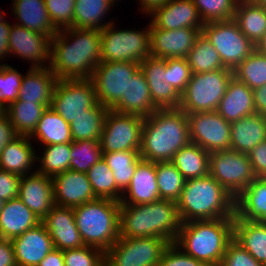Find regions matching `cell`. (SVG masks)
Listing matches in <instances>:
<instances>
[{"label": "cell", "mask_w": 266, "mask_h": 266, "mask_svg": "<svg viewBox=\"0 0 266 266\" xmlns=\"http://www.w3.org/2000/svg\"><path fill=\"white\" fill-rule=\"evenodd\" d=\"M100 63V30L69 27L51 39L49 68L57 80L90 79Z\"/></svg>", "instance_id": "cell-1"}, {"label": "cell", "mask_w": 266, "mask_h": 266, "mask_svg": "<svg viewBox=\"0 0 266 266\" xmlns=\"http://www.w3.org/2000/svg\"><path fill=\"white\" fill-rule=\"evenodd\" d=\"M190 142L187 114L179 108L157 109L144 119L139 153L150 162H171Z\"/></svg>", "instance_id": "cell-2"}, {"label": "cell", "mask_w": 266, "mask_h": 266, "mask_svg": "<svg viewBox=\"0 0 266 266\" xmlns=\"http://www.w3.org/2000/svg\"><path fill=\"white\" fill-rule=\"evenodd\" d=\"M181 224L177 203L171 200L119 207V237H157L175 243Z\"/></svg>", "instance_id": "cell-3"}, {"label": "cell", "mask_w": 266, "mask_h": 266, "mask_svg": "<svg viewBox=\"0 0 266 266\" xmlns=\"http://www.w3.org/2000/svg\"><path fill=\"white\" fill-rule=\"evenodd\" d=\"M234 239V218L192 220L181 224L175 244L206 266H219Z\"/></svg>", "instance_id": "cell-4"}, {"label": "cell", "mask_w": 266, "mask_h": 266, "mask_svg": "<svg viewBox=\"0 0 266 266\" xmlns=\"http://www.w3.org/2000/svg\"><path fill=\"white\" fill-rule=\"evenodd\" d=\"M176 203L182 223L235 215V199L209 174L186 180Z\"/></svg>", "instance_id": "cell-5"}, {"label": "cell", "mask_w": 266, "mask_h": 266, "mask_svg": "<svg viewBox=\"0 0 266 266\" xmlns=\"http://www.w3.org/2000/svg\"><path fill=\"white\" fill-rule=\"evenodd\" d=\"M120 202L96 198L73 207L76 226L86 246L104 253L119 238Z\"/></svg>", "instance_id": "cell-6"}, {"label": "cell", "mask_w": 266, "mask_h": 266, "mask_svg": "<svg viewBox=\"0 0 266 266\" xmlns=\"http://www.w3.org/2000/svg\"><path fill=\"white\" fill-rule=\"evenodd\" d=\"M115 21L101 33V62L141 63L150 54V22L143 29H116Z\"/></svg>", "instance_id": "cell-7"}, {"label": "cell", "mask_w": 266, "mask_h": 266, "mask_svg": "<svg viewBox=\"0 0 266 266\" xmlns=\"http://www.w3.org/2000/svg\"><path fill=\"white\" fill-rule=\"evenodd\" d=\"M232 76L230 69L192 74L178 108L186 114L216 111Z\"/></svg>", "instance_id": "cell-8"}, {"label": "cell", "mask_w": 266, "mask_h": 266, "mask_svg": "<svg viewBox=\"0 0 266 266\" xmlns=\"http://www.w3.org/2000/svg\"><path fill=\"white\" fill-rule=\"evenodd\" d=\"M171 243L157 237H119L104 253L107 266H159Z\"/></svg>", "instance_id": "cell-9"}, {"label": "cell", "mask_w": 266, "mask_h": 266, "mask_svg": "<svg viewBox=\"0 0 266 266\" xmlns=\"http://www.w3.org/2000/svg\"><path fill=\"white\" fill-rule=\"evenodd\" d=\"M201 32L218 52L224 67L230 70L234 71L255 50L233 19L204 23Z\"/></svg>", "instance_id": "cell-10"}, {"label": "cell", "mask_w": 266, "mask_h": 266, "mask_svg": "<svg viewBox=\"0 0 266 266\" xmlns=\"http://www.w3.org/2000/svg\"><path fill=\"white\" fill-rule=\"evenodd\" d=\"M209 175L234 199L256 178L248 154L232 149L210 153Z\"/></svg>", "instance_id": "cell-11"}, {"label": "cell", "mask_w": 266, "mask_h": 266, "mask_svg": "<svg viewBox=\"0 0 266 266\" xmlns=\"http://www.w3.org/2000/svg\"><path fill=\"white\" fill-rule=\"evenodd\" d=\"M144 119L109 109L100 137L101 152L140 151Z\"/></svg>", "instance_id": "cell-12"}, {"label": "cell", "mask_w": 266, "mask_h": 266, "mask_svg": "<svg viewBox=\"0 0 266 266\" xmlns=\"http://www.w3.org/2000/svg\"><path fill=\"white\" fill-rule=\"evenodd\" d=\"M97 103L90 79H63L58 80L55 85L50 108L71 124L75 118Z\"/></svg>", "instance_id": "cell-13"}, {"label": "cell", "mask_w": 266, "mask_h": 266, "mask_svg": "<svg viewBox=\"0 0 266 266\" xmlns=\"http://www.w3.org/2000/svg\"><path fill=\"white\" fill-rule=\"evenodd\" d=\"M140 68L134 62H101L91 77L99 104L111 109L126 94L128 80Z\"/></svg>", "instance_id": "cell-14"}, {"label": "cell", "mask_w": 266, "mask_h": 266, "mask_svg": "<svg viewBox=\"0 0 266 266\" xmlns=\"http://www.w3.org/2000/svg\"><path fill=\"white\" fill-rule=\"evenodd\" d=\"M191 143L207 152L230 149L231 123L217 111L187 114Z\"/></svg>", "instance_id": "cell-15"}, {"label": "cell", "mask_w": 266, "mask_h": 266, "mask_svg": "<svg viewBox=\"0 0 266 266\" xmlns=\"http://www.w3.org/2000/svg\"><path fill=\"white\" fill-rule=\"evenodd\" d=\"M51 39L24 26L13 24L8 42L9 56L12 54L21 60L32 62L30 68L49 67Z\"/></svg>", "instance_id": "cell-16"}, {"label": "cell", "mask_w": 266, "mask_h": 266, "mask_svg": "<svg viewBox=\"0 0 266 266\" xmlns=\"http://www.w3.org/2000/svg\"><path fill=\"white\" fill-rule=\"evenodd\" d=\"M200 33L195 28L164 30L150 21V54L162 59L186 58Z\"/></svg>", "instance_id": "cell-17"}, {"label": "cell", "mask_w": 266, "mask_h": 266, "mask_svg": "<svg viewBox=\"0 0 266 266\" xmlns=\"http://www.w3.org/2000/svg\"><path fill=\"white\" fill-rule=\"evenodd\" d=\"M41 223L49 232L54 248L64 251L85 246L72 207L54 204Z\"/></svg>", "instance_id": "cell-18"}, {"label": "cell", "mask_w": 266, "mask_h": 266, "mask_svg": "<svg viewBox=\"0 0 266 266\" xmlns=\"http://www.w3.org/2000/svg\"><path fill=\"white\" fill-rule=\"evenodd\" d=\"M150 90L151 100L157 109H175L181 95L168 83L166 59L150 56L140 63Z\"/></svg>", "instance_id": "cell-19"}, {"label": "cell", "mask_w": 266, "mask_h": 266, "mask_svg": "<svg viewBox=\"0 0 266 266\" xmlns=\"http://www.w3.org/2000/svg\"><path fill=\"white\" fill-rule=\"evenodd\" d=\"M148 16L152 18L149 21L164 30L195 28L202 31L204 26L192 0H168Z\"/></svg>", "instance_id": "cell-20"}, {"label": "cell", "mask_w": 266, "mask_h": 266, "mask_svg": "<svg viewBox=\"0 0 266 266\" xmlns=\"http://www.w3.org/2000/svg\"><path fill=\"white\" fill-rule=\"evenodd\" d=\"M52 182L56 205L73 208L97 198L84 172L66 170L52 177Z\"/></svg>", "instance_id": "cell-21"}, {"label": "cell", "mask_w": 266, "mask_h": 266, "mask_svg": "<svg viewBox=\"0 0 266 266\" xmlns=\"http://www.w3.org/2000/svg\"><path fill=\"white\" fill-rule=\"evenodd\" d=\"M18 198L42 220L55 204L52 177L36 169L22 176Z\"/></svg>", "instance_id": "cell-22"}, {"label": "cell", "mask_w": 266, "mask_h": 266, "mask_svg": "<svg viewBox=\"0 0 266 266\" xmlns=\"http://www.w3.org/2000/svg\"><path fill=\"white\" fill-rule=\"evenodd\" d=\"M11 241L17 266H37L54 248L52 238L42 223Z\"/></svg>", "instance_id": "cell-23"}, {"label": "cell", "mask_w": 266, "mask_h": 266, "mask_svg": "<svg viewBox=\"0 0 266 266\" xmlns=\"http://www.w3.org/2000/svg\"><path fill=\"white\" fill-rule=\"evenodd\" d=\"M160 200L156 163L142 159L136 167L131 183L122 195L120 204H148Z\"/></svg>", "instance_id": "cell-24"}, {"label": "cell", "mask_w": 266, "mask_h": 266, "mask_svg": "<svg viewBox=\"0 0 266 266\" xmlns=\"http://www.w3.org/2000/svg\"><path fill=\"white\" fill-rule=\"evenodd\" d=\"M216 111L229 123L256 114L252 89L232 76Z\"/></svg>", "instance_id": "cell-25"}, {"label": "cell", "mask_w": 266, "mask_h": 266, "mask_svg": "<svg viewBox=\"0 0 266 266\" xmlns=\"http://www.w3.org/2000/svg\"><path fill=\"white\" fill-rule=\"evenodd\" d=\"M119 113L137 114L147 117L157 108L154 106L148 83L143 71L139 68L128 80L127 91L111 108Z\"/></svg>", "instance_id": "cell-26"}, {"label": "cell", "mask_w": 266, "mask_h": 266, "mask_svg": "<svg viewBox=\"0 0 266 266\" xmlns=\"http://www.w3.org/2000/svg\"><path fill=\"white\" fill-rule=\"evenodd\" d=\"M57 81L55 74L49 67H29L28 72L23 75L17 99L27 102H38L48 108L52 102Z\"/></svg>", "instance_id": "cell-27"}, {"label": "cell", "mask_w": 266, "mask_h": 266, "mask_svg": "<svg viewBox=\"0 0 266 266\" xmlns=\"http://www.w3.org/2000/svg\"><path fill=\"white\" fill-rule=\"evenodd\" d=\"M31 141L29 136L19 135L9 142L0 154V170L17 174L20 177L35 172L37 151L33 149Z\"/></svg>", "instance_id": "cell-28"}, {"label": "cell", "mask_w": 266, "mask_h": 266, "mask_svg": "<svg viewBox=\"0 0 266 266\" xmlns=\"http://www.w3.org/2000/svg\"><path fill=\"white\" fill-rule=\"evenodd\" d=\"M39 223L41 219L18 197L6 201L0 212V233L4 239L12 240Z\"/></svg>", "instance_id": "cell-29"}, {"label": "cell", "mask_w": 266, "mask_h": 266, "mask_svg": "<svg viewBox=\"0 0 266 266\" xmlns=\"http://www.w3.org/2000/svg\"><path fill=\"white\" fill-rule=\"evenodd\" d=\"M11 1H14L11 11L17 20L15 24L51 38L58 32L50 20L44 0Z\"/></svg>", "instance_id": "cell-30"}, {"label": "cell", "mask_w": 266, "mask_h": 266, "mask_svg": "<svg viewBox=\"0 0 266 266\" xmlns=\"http://www.w3.org/2000/svg\"><path fill=\"white\" fill-rule=\"evenodd\" d=\"M266 140V116L254 114L231 123L230 149L249 153Z\"/></svg>", "instance_id": "cell-31"}, {"label": "cell", "mask_w": 266, "mask_h": 266, "mask_svg": "<svg viewBox=\"0 0 266 266\" xmlns=\"http://www.w3.org/2000/svg\"><path fill=\"white\" fill-rule=\"evenodd\" d=\"M235 216L266 223V178L256 177L235 198Z\"/></svg>", "instance_id": "cell-32"}, {"label": "cell", "mask_w": 266, "mask_h": 266, "mask_svg": "<svg viewBox=\"0 0 266 266\" xmlns=\"http://www.w3.org/2000/svg\"><path fill=\"white\" fill-rule=\"evenodd\" d=\"M234 240L266 266V223L246 221L234 215Z\"/></svg>", "instance_id": "cell-33"}, {"label": "cell", "mask_w": 266, "mask_h": 266, "mask_svg": "<svg viewBox=\"0 0 266 266\" xmlns=\"http://www.w3.org/2000/svg\"><path fill=\"white\" fill-rule=\"evenodd\" d=\"M33 141H38L41 146L71 143L70 124H68L58 113L48 107L38 121L36 128L29 136Z\"/></svg>", "instance_id": "cell-34"}, {"label": "cell", "mask_w": 266, "mask_h": 266, "mask_svg": "<svg viewBox=\"0 0 266 266\" xmlns=\"http://www.w3.org/2000/svg\"><path fill=\"white\" fill-rule=\"evenodd\" d=\"M233 20L254 46L266 32V9L252 0L238 1Z\"/></svg>", "instance_id": "cell-35"}, {"label": "cell", "mask_w": 266, "mask_h": 266, "mask_svg": "<svg viewBox=\"0 0 266 266\" xmlns=\"http://www.w3.org/2000/svg\"><path fill=\"white\" fill-rule=\"evenodd\" d=\"M209 159V152L190 142L173 156L171 163L188 180L207 176L209 174Z\"/></svg>", "instance_id": "cell-36"}, {"label": "cell", "mask_w": 266, "mask_h": 266, "mask_svg": "<svg viewBox=\"0 0 266 266\" xmlns=\"http://www.w3.org/2000/svg\"><path fill=\"white\" fill-rule=\"evenodd\" d=\"M113 5L109 0H76L73 14V27L102 30L114 21L104 22ZM104 22V23H102Z\"/></svg>", "instance_id": "cell-37"}, {"label": "cell", "mask_w": 266, "mask_h": 266, "mask_svg": "<svg viewBox=\"0 0 266 266\" xmlns=\"http://www.w3.org/2000/svg\"><path fill=\"white\" fill-rule=\"evenodd\" d=\"M46 109L44 104L17 99L10 103L4 111L18 135L30 136Z\"/></svg>", "instance_id": "cell-38"}, {"label": "cell", "mask_w": 266, "mask_h": 266, "mask_svg": "<svg viewBox=\"0 0 266 266\" xmlns=\"http://www.w3.org/2000/svg\"><path fill=\"white\" fill-rule=\"evenodd\" d=\"M108 108L97 103L70 124L73 141L100 140Z\"/></svg>", "instance_id": "cell-39"}, {"label": "cell", "mask_w": 266, "mask_h": 266, "mask_svg": "<svg viewBox=\"0 0 266 266\" xmlns=\"http://www.w3.org/2000/svg\"><path fill=\"white\" fill-rule=\"evenodd\" d=\"M186 58L192 74L228 69L224 67L218 52L202 32Z\"/></svg>", "instance_id": "cell-40"}, {"label": "cell", "mask_w": 266, "mask_h": 266, "mask_svg": "<svg viewBox=\"0 0 266 266\" xmlns=\"http://www.w3.org/2000/svg\"><path fill=\"white\" fill-rule=\"evenodd\" d=\"M102 157L114 173L118 189L124 193L131 183L137 164L142 160L139 151L102 153Z\"/></svg>", "instance_id": "cell-41"}, {"label": "cell", "mask_w": 266, "mask_h": 266, "mask_svg": "<svg viewBox=\"0 0 266 266\" xmlns=\"http://www.w3.org/2000/svg\"><path fill=\"white\" fill-rule=\"evenodd\" d=\"M87 177L97 198L111 199L120 202L123 193L118 189L114 173L103 157L88 171Z\"/></svg>", "instance_id": "cell-42"}, {"label": "cell", "mask_w": 266, "mask_h": 266, "mask_svg": "<svg viewBox=\"0 0 266 266\" xmlns=\"http://www.w3.org/2000/svg\"><path fill=\"white\" fill-rule=\"evenodd\" d=\"M43 153L41 157L37 155L39 163L36 166L38 173L49 177H54L57 174L70 170V153L71 143L54 144L41 146Z\"/></svg>", "instance_id": "cell-43"}, {"label": "cell", "mask_w": 266, "mask_h": 266, "mask_svg": "<svg viewBox=\"0 0 266 266\" xmlns=\"http://www.w3.org/2000/svg\"><path fill=\"white\" fill-rule=\"evenodd\" d=\"M157 186L160 199L177 202L186 179L171 162L156 163Z\"/></svg>", "instance_id": "cell-44"}, {"label": "cell", "mask_w": 266, "mask_h": 266, "mask_svg": "<svg viewBox=\"0 0 266 266\" xmlns=\"http://www.w3.org/2000/svg\"><path fill=\"white\" fill-rule=\"evenodd\" d=\"M233 76L252 90L266 84V55L254 50L233 71Z\"/></svg>", "instance_id": "cell-45"}, {"label": "cell", "mask_w": 266, "mask_h": 266, "mask_svg": "<svg viewBox=\"0 0 266 266\" xmlns=\"http://www.w3.org/2000/svg\"><path fill=\"white\" fill-rule=\"evenodd\" d=\"M70 157V170L87 173L102 158L100 140L72 141Z\"/></svg>", "instance_id": "cell-46"}, {"label": "cell", "mask_w": 266, "mask_h": 266, "mask_svg": "<svg viewBox=\"0 0 266 266\" xmlns=\"http://www.w3.org/2000/svg\"><path fill=\"white\" fill-rule=\"evenodd\" d=\"M203 23L234 18L239 0H192Z\"/></svg>", "instance_id": "cell-47"}, {"label": "cell", "mask_w": 266, "mask_h": 266, "mask_svg": "<svg viewBox=\"0 0 266 266\" xmlns=\"http://www.w3.org/2000/svg\"><path fill=\"white\" fill-rule=\"evenodd\" d=\"M23 75L6 63L0 65V106L3 109L17 100Z\"/></svg>", "instance_id": "cell-48"}, {"label": "cell", "mask_w": 266, "mask_h": 266, "mask_svg": "<svg viewBox=\"0 0 266 266\" xmlns=\"http://www.w3.org/2000/svg\"><path fill=\"white\" fill-rule=\"evenodd\" d=\"M50 20L57 30L73 27L76 0H44Z\"/></svg>", "instance_id": "cell-49"}, {"label": "cell", "mask_w": 266, "mask_h": 266, "mask_svg": "<svg viewBox=\"0 0 266 266\" xmlns=\"http://www.w3.org/2000/svg\"><path fill=\"white\" fill-rule=\"evenodd\" d=\"M65 266H98L104 260V252L91 246L63 251Z\"/></svg>", "instance_id": "cell-50"}, {"label": "cell", "mask_w": 266, "mask_h": 266, "mask_svg": "<svg viewBox=\"0 0 266 266\" xmlns=\"http://www.w3.org/2000/svg\"><path fill=\"white\" fill-rule=\"evenodd\" d=\"M166 72L168 83L181 95L192 76L187 58H167Z\"/></svg>", "instance_id": "cell-51"}, {"label": "cell", "mask_w": 266, "mask_h": 266, "mask_svg": "<svg viewBox=\"0 0 266 266\" xmlns=\"http://www.w3.org/2000/svg\"><path fill=\"white\" fill-rule=\"evenodd\" d=\"M219 266H265L234 239L229 243Z\"/></svg>", "instance_id": "cell-52"}, {"label": "cell", "mask_w": 266, "mask_h": 266, "mask_svg": "<svg viewBox=\"0 0 266 266\" xmlns=\"http://www.w3.org/2000/svg\"><path fill=\"white\" fill-rule=\"evenodd\" d=\"M159 266H206L203 262L198 261L186 254L175 243H171L164 251L160 259Z\"/></svg>", "instance_id": "cell-53"}, {"label": "cell", "mask_w": 266, "mask_h": 266, "mask_svg": "<svg viewBox=\"0 0 266 266\" xmlns=\"http://www.w3.org/2000/svg\"><path fill=\"white\" fill-rule=\"evenodd\" d=\"M21 177L8 171L0 170V199L8 201L19 195Z\"/></svg>", "instance_id": "cell-54"}, {"label": "cell", "mask_w": 266, "mask_h": 266, "mask_svg": "<svg viewBox=\"0 0 266 266\" xmlns=\"http://www.w3.org/2000/svg\"><path fill=\"white\" fill-rule=\"evenodd\" d=\"M248 157L256 177L266 178V140L258 143Z\"/></svg>", "instance_id": "cell-55"}, {"label": "cell", "mask_w": 266, "mask_h": 266, "mask_svg": "<svg viewBox=\"0 0 266 266\" xmlns=\"http://www.w3.org/2000/svg\"><path fill=\"white\" fill-rule=\"evenodd\" d=\"M19 135L14 126L10 123L9 117L4 113L0 116V154L5 146L12 142Z\"/></svg>", "instance_id": "cell-56"}, {"label": "cell", "mask_w": 266, "mask_h": 266, "mask_svg": "<svg viewBox=\"0 0 266 266\" xmlns=\"http://www.w3.org/2000/svg\"><path fill=\"white\" fill-rule=\"evenodd\" d=\"M0 266H17L11 240L0 239Z\"/></svg>", "instance_id": "cell-57"}, {"label": "cell", "mask_w": 266, "mask_h": 266, "mask_svg": "<svg viewBox=\"0 0 266 266\" xmlns=\"http://www.w3.org/2000/svg\"><path fill=\"white\" fill-rule=\"evenodd\" d=\"M11 25L6 19L0 23V60L4 61L5 57H12L7 56L9 55V35L11 31Z\"/></svg>", "instance_id": "cell-58"}, {"label": "cell", "mask_w": 266, "mask_h": 266, "mask_svg": "<svg viewBox=\"0 0 266 266\" xmlns=\"http://www.w3.org/2000/svg\"><path fill=\"white\" fill-rule=\"evenodd\" d=\"M252 91L256 114L266 116V84Z\"/></svg>", "instance_id": "cell-59"}, {"label": "cell", "mask_w": 266, "mask_h": 266, "mask_svg": "<svg viewBox=\"0 0 266 266\" xmlns=\"http://www.w3.org/2000/svg\"><path fill=\"white\" fill-rule=\"evenodd\" d=\"M37 266H65L63 251L53 248Z\"/></svg>", "instance_id": "cell-60"}, {"label": "cell", "mask_w": 266, "mask_h": 266, "mask_svg": "<svg viewBox=\"0 0 266 266\" xmlns=\"http://www.w3.org/2000/svg\"><path fill=\"white\" fill-rule=\"evenodd\" d=\"M168 0H139L140 12L148 16L156 7L163 5Z\"/></svg>", "instance_id": "cell-61"}, {"label": "cell", "mask_w": 266, "mask_h": 266, "mask_svg": "<svg viewBox=\"0 0 266 266\" xmlns=\"http://www.w3.org/2000/svg\"><path fill=\"white\" fill-rule=\"evenodd\" d=\"M255 50L266 55V32L259 40V42L255 45Z\"/></svg>", "instance_id": "cell-62"}, {"label": "cell", "mask_w": 266, "mask_h": 266, "mask_svg": "<svg viewBox=\"0 0 266 266\" xmlns=\"http://www.w3.org/2000/svg\"><path fill=\"white\" fill-rule=\"evenodd\" d=\"M255 4L262 6L264 9H266V0H252Z\"/></svg>", "instance_id": "cell-63"}, {"label": "cell", "mask_w": 266, "mask_h": 266, "mask_svg": "<svg viewBox=\"0 0 266 266\" xmlns=\"http://www.w3.org/2000/svg\"><path fill=\"white\" fill-rule=\"evenodd\" d=\"M5 13L3 11H1V8H0V23L3 22L5 20Z\"/></svg>", "instance_id": "cell-64"}, {"label": "cell", "mask_w": 266, "mask_h": 266, "mask_svg": "<svg viewBox=\"0 0 266 266\" xmlns=\"http://www.w3.org/2000/svg\"><path fill=\"white\" fill-rule=\"evenodd\" d=\"M5 200H3V199H0V212H1V210L3 209V207H4V205H5Z\"/></svg>", "instance_id": "cell-65"}, {"label": "cell", "mask_w": 266, "mask_h": 266, "mask_svg": "<svg viewBox=\"0 0 266 266\" xmlns=\"http://www.w3.org/2000/svg\"><path fill=\"white\" fill-rule=\"evenodd\" d=\"M98 266H107L106 260L104 259Z\"/></svg>", "instance_id": "cell-66"}, {"label": "cell", "mask_w": 266, "mask_h": 266, "mask_svg": "<svg viewBox=\"0 0 266 266\" xmlns=\"http://www.w3.org/2000/svg\"><path fill=\"white\" fill-rule=\"evenodd\" d=\"M5 113L4 109L0 106V116Z\"/></svg>", "instance_id": "cell-67"}, {"label": "cell", "mask_w": 266, "mask_h": 266, "mask_svg": "<svg viewBox=\"0 0 266 266\" xmlns=\"http://www.w3.org/2000/svg\"><path fill=\"white\" fill-rule=\"evenodd\" d=\"M109 1H110L113 5L119 2V0H117V1H116V0H109ZM120 1H121V0H120ZM115 2H116V3H115Z\"/></svg>", "instance_id": "cell-68"}]
</instances>
